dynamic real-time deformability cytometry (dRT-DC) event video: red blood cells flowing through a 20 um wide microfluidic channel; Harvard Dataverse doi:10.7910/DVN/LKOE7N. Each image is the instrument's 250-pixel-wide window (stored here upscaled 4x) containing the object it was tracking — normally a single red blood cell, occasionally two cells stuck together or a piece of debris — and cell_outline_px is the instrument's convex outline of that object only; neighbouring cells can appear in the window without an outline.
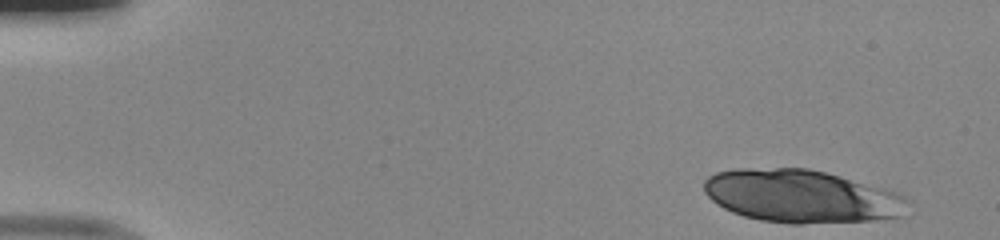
{"species": "human", "species_latin": "Homo sapiens", "temperature_condition": "room temperature", "stored_images_in_passage": 19, "camera_frame_rate_fps": 3000, "um_per_image_px": 0.085, "donor": {"sex": "male"}, "frame": {"image": 1, "passage_image": 1, "time_ms": 0.0, "image_size_px": [1000, 240], "cell_outline_px": [[912, 200], [908, 216], [872, 220], [800, 224], [792, 224], [760, 220], [744, 216], [732, 212], [716, 204], [704, 192], [704, 180], [708, 176], [716, 172], [736, 168], [808, 168], [840, 176], [884, 188], [896, 192]], "centroid_in_image_um": [68.17, 16.69], "position_along_channel_um": 16.8, "area_um2": 63.52}}